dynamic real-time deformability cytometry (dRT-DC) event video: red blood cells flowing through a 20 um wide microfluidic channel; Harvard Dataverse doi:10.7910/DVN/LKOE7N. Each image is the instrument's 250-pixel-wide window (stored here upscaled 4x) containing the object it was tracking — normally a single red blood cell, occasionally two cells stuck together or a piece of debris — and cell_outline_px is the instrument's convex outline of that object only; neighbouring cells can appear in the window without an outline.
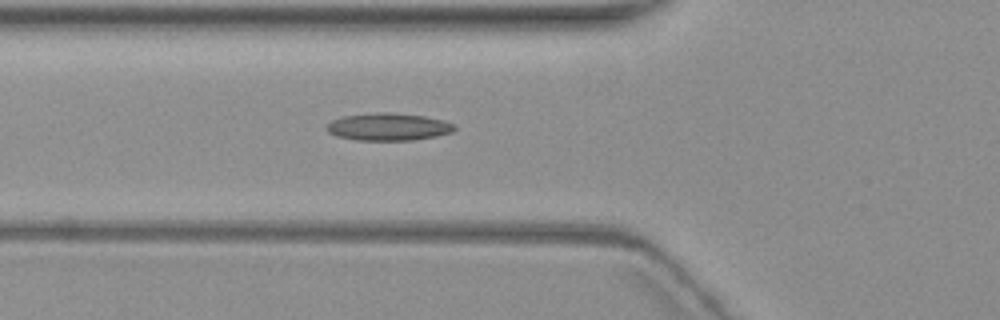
{"species": "common noctule bat (a hibernating species)", "species_latin": "Nyctalus noctula", "temperature_condition": "warm", "stored_images_in_passage": 5, "camera_frame_rate_fps": 3000, "um_per_image_px": 0.085, "animal": {"sex": "female", "body_mass_g": 19.3, "forearm_length_mm": 54.1}, "frame": {"image": 1, "passage_image": 5, "time_ms": 5.333, "image_size_px": [1000, 320], "cell_outline_px": [[456, 128], [452, 132], [436, 136], [412, 140], [356, 140], [336, 136], [328, 132], [324, 128], [332, 120], [344, 116], [376, 112], [392, 112], [424, 116], [444, 120], [452, 124]], "centroid_in_image_um": [32.98, 10.77], "position_along_channel_um": 92.8, "area_um2": 20.46}}